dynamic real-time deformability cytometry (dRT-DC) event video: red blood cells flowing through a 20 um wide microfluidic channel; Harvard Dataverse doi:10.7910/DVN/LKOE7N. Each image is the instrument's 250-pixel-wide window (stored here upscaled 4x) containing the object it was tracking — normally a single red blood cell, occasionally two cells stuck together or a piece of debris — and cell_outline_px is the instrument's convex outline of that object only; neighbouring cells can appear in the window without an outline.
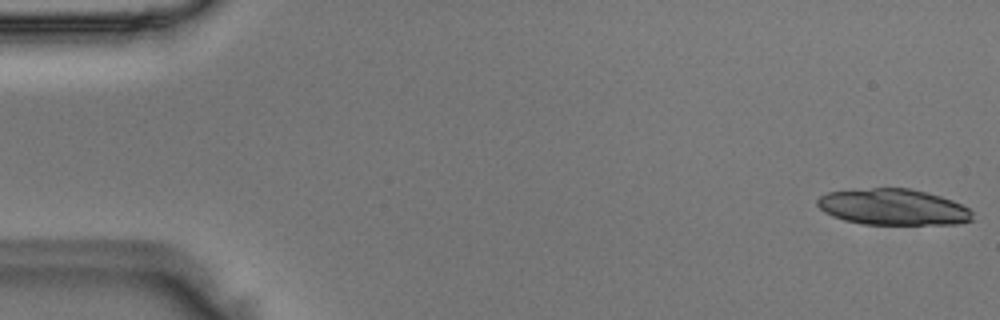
{"species": "Egyptian fruit bat (a non-hibernating species)", "species_latin": "Rousettus aegyptiacus", "temperature_condition": "room temperature", "stored_images_in_passage": 19, "camera_frame_rate_fps": 3000, "um_per_image_px": 0.085, "animal": {"sex": "male"}, "frame": {"image": 1, "passage_image": 1, "time_ms": 0.0, "image_size_px": [1000, 320], "cell_outline_px": [[972, 220], [956, 224], [860, 224], [844, 220], [832, 216], [824, 212], [816, 204], [816, 200], [820, 196], [828, 192], [872, 188], [912, 188], [940, 196], [952, 200], [968, 208], [972, 212]], "centroid_in_image_um": [75.89, 17.6], "position_along_channel_um": 9.1, "area_um2": 32.66}}